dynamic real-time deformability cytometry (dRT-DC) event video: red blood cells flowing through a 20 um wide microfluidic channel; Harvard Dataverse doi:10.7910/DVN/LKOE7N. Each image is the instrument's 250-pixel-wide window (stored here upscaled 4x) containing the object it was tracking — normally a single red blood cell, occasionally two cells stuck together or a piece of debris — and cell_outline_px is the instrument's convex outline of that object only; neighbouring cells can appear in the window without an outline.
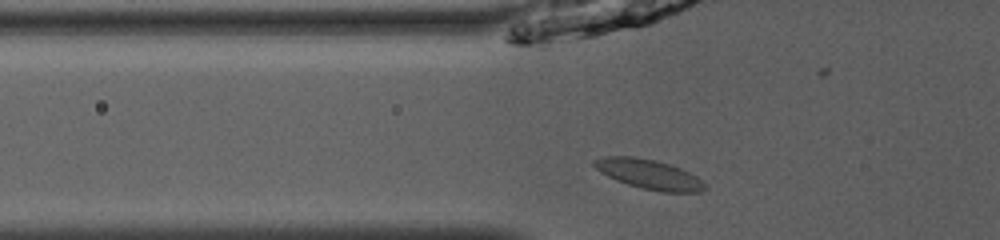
{"species": "common noctule bat (a hibernating species)", "species_latin": "Nyctalus noctula", "temperature_condition": "room temperature", "stored_images_in_passage": 34, "camera_frame_rate_fps": 3000, "um_per_image_px": 0.085, "animal": {"sex": "male", "body_mass_g": 13.0, "forearm_length_mm": 53.1}, "frame": {"image": 1, "passage_image": 2, "time_ms": 0.333, "image_size_px": [1000, 240], "cell_outline_px": [[708, 188], [700, 192], [660, 192], [640, 188], [616, 180], [600, 172], [592, 164], [592, 160], [604, 156], [632, 156], [656, 160], [680, 168], [704, 180]], "centroid_in_image_um": [55.18, 14.82], "position_along_channel_um": 70.6, "area_um2": 19.31}}
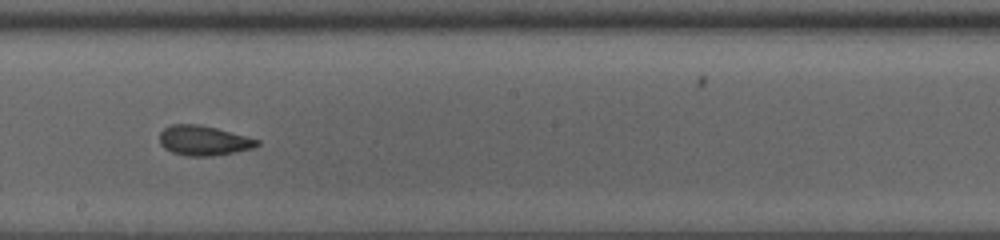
{"frame": {"image": 2, "passage_image": 14, "time_ms": 4.333, "image_size_px": [1000, 240], "cell_outline_px": [[260, 144], [252, 148], [236, 152], [212, 156], [188, 156], [172, 152], [164, 148], [160, 144], [160, 132], [164, 128], [172, 124], [200, 124], [216, 128], [260, 140]], "centroid_in_image_um": [17.29, 11.95], "position_along_channel_um": 230.9, "area_um2": 16.94}}
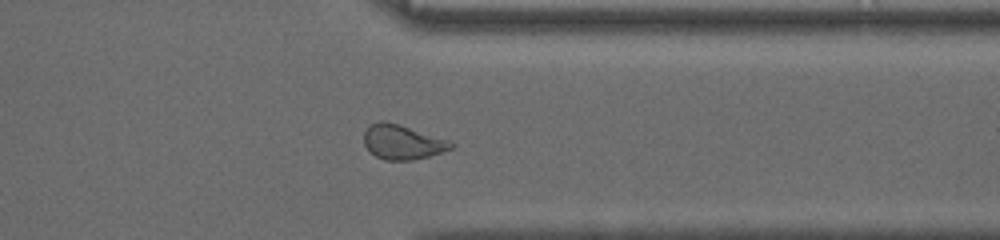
{"frame": {"image": 3, "passage_image": 25, "time_ms": 8.0, "image_size_px": [1000, 240], "cell_outline_px": [[456, 144], [452, 148], [428, 156], [412, 160], [384, 160], [376, 156], [364, 144], [364, 132], [372, 124], [380, 120], [384, 120], [400, 124], [452, 140]], "centroid_in_image_um": [34.25, 12.06], "position_along_channel_um": 377.2, "area_um2": 17.63}, "authors_computed_cell_mechanics": {"area_um2": 17.5423, "velocity_mm_per_s": 4.0005, "shape_relaxation_time_tau1_ms": 3.9452, "shape_relaxation_time_tau2_ms": 1.3417, "deformation_change_tau1": 0.1282, "deformation_change_tau2": 0.081}}